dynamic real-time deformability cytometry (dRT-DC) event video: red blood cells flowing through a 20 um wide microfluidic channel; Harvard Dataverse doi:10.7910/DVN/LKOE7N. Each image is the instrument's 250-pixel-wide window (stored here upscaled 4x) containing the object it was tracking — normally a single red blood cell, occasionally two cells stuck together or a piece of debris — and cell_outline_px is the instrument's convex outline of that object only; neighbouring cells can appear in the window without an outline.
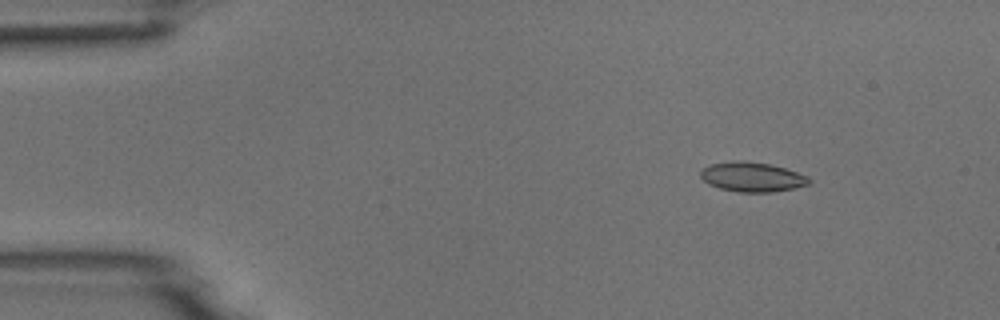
{"species": "common noctule bat (a hibernating species)", "species_latin": "Nyctalus noctula", "temperature_condition": "room temperature", "stored_images_in_passage": 6, "camera_frame_rate_fps": 3000, "um_per_image_px": 0.085, "animal": {"sex": "male", "body_mass_g": 18.8}, "frame": {"image": 1, "passage_image": 2, "time_ms": 0.333, "image_size_px": [1000, 320], "cell_outline_px": [[812, 180], [808, 184], [796, 188], [772, 192], [736, 192], [720, 188], [708, 184], [700, 176], [700, 172], [708, 164], [732, 160], [744, 160], [768, 164], [784, 168], [808, 176]], "centroid_in_image_um": [63.91, 15.04], "position_along_channel_um": 21.1, "area_um2": 18.84}}
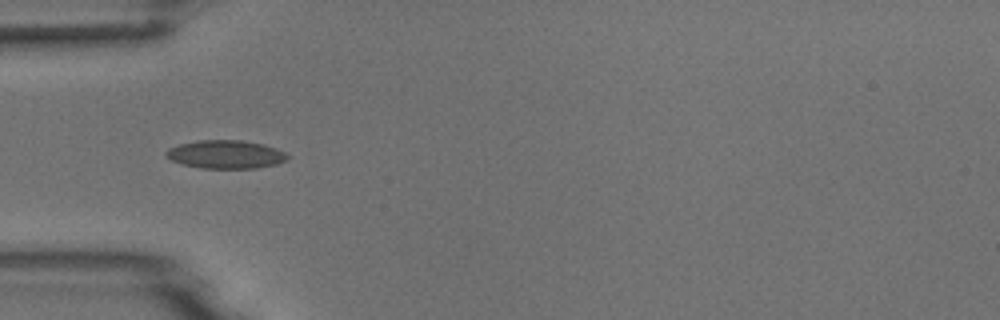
{"frame": {"image": 2, "passage_image": 5, "time_ms": 1.333, "image_size_px": [1000, 320], "cell_outline_px": [[288, 160], [276, 164], [256, 168], [200, 168], [184, 164], [172, 160], [164, 156], [164, 152], [168, 148], [180, 144], [196, 140], [244, 140], [264, 144], [276, 148], [284, 152], [288, 156]], "centroid_in_image_um": [19.17, 13.11], "position_along_channel_um": 65.8, "area_um2": 20.11}}